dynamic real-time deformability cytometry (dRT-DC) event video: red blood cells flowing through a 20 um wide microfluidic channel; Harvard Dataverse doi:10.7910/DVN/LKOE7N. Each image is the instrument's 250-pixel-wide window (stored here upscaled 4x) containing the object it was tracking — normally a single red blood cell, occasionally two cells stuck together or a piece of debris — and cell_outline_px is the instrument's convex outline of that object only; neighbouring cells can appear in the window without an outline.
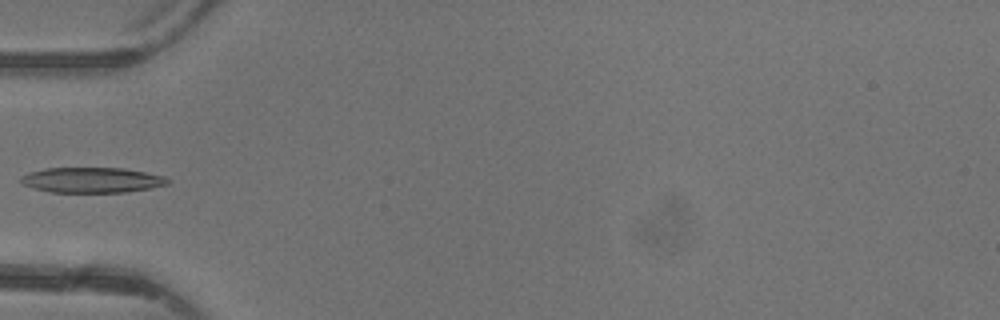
{"species": "common noctule bat (a hibernating species)", "species_latin": "Nyctalus noctula", "temperature_condition": "warm", "stored_images_in_passage": 5, "camera_frame_rate_fps": 3000, "um_per_image_px": 0.085, "animal": {"sex": "female"}, "frame": {"image": 1, "passage_image": 5, "time_ms": 5.0, "image_size_px": [1000, 320], "cell_outline_px": [[172, 180], [168, 184], [152, 188], [124, 192], [52, 192], [36, 188], [24, 184], [20, 180], [20, 176], [28, 172], [44, 168], [124, 168], [164, 176]], "centroid_in_image_um": [7.84, 15.3], "position_along_channel_um": 77.2, "area_um2": 21.62}}